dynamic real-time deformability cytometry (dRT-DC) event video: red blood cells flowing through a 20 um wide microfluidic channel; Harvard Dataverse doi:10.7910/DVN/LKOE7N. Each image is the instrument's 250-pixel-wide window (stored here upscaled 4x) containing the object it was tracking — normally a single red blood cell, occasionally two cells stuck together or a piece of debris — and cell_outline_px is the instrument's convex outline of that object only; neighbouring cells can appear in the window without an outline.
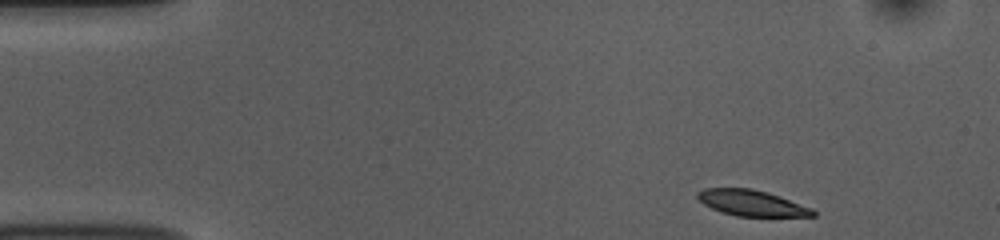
{"species": "common noctule bat (a hibernating species)", "species_latin": "Nyctalus noctula", "temperature_condition": "room temperature", "stored_images_in_passage": 48, "camera_frame_rate_fps": 3000, "um_per_image_px": 0.085, "animal": {"sex": "female", "body_mass_g": 10.0, "forearm_length_mm": 53.1}, "frame": {"image": 1, "passage_image": 1, "time_ms": 0.0, "image_size_px": [1000, 240], "cell_outline_px": [[816, 216], [736, 216], [720, 212], [704, 204], [696, 196], [696, 192], [704, 188], [752, 188], [768, 192], [812, 208], [816, 212]], "centroid_in_image_um": [63.87, 17.25], "position_along_channel_um": 21.1, "area_um2": 17.4}}
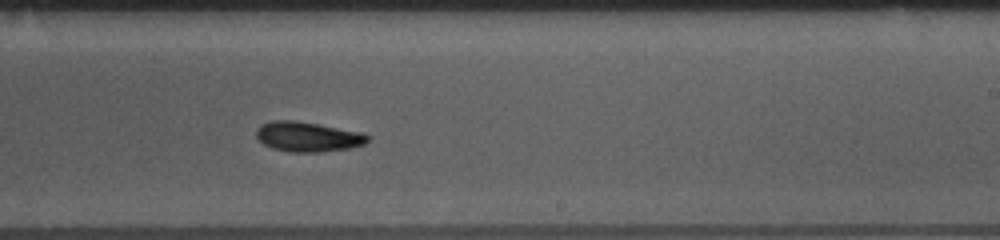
{"frame": {"image": 2, "passage_image": 27, "time_ms": 8.667, "image_size_px": [1000, 240], "cell_outline_px": [[368, 140], [364, 144], [348, 148], [320, 152], [292, 152], [272, 148], [264, 144], [256, 136], [256, 128], [260, 124], [272, 120], [296, 120], [364, 132], [368, 136]], "centroid_in_image_um": [26.14, 11.6], "position_along_channel_um": 262.9, "area_um2": 19.48}}
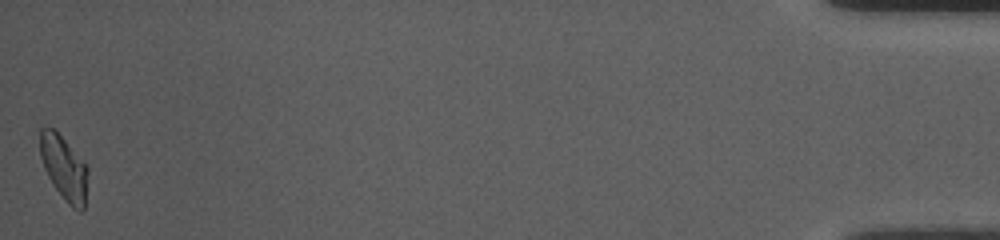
{"frame": {"image": 3, "passage_image": 48, "time_ms": 15.667, "image_size_px": [1000, 240], "cell_outline_px": [[88, 172], [84, 208], [80, 212], [72, 208], [64, 200], [52, 184], [44, 168], [40, 156], [40, 128], [52, 128], [88, 164]], "centroid_in_image_um": [5.46, 14.31], "position_along_channel_um": 429.7, "area_um2": 17.92}, "authors_computed_cell_mechanics": {"area_um2": 19.0162, "velocity_mm_per_s": 3.7222, "shape_relaxation_time_tau1_ms": 2.8405, "shape_relaxation_time_tau2_ms": 4.2092, "deformation_change_tau1": 0.1311, "deformation_change_tau2": 0.0977}}